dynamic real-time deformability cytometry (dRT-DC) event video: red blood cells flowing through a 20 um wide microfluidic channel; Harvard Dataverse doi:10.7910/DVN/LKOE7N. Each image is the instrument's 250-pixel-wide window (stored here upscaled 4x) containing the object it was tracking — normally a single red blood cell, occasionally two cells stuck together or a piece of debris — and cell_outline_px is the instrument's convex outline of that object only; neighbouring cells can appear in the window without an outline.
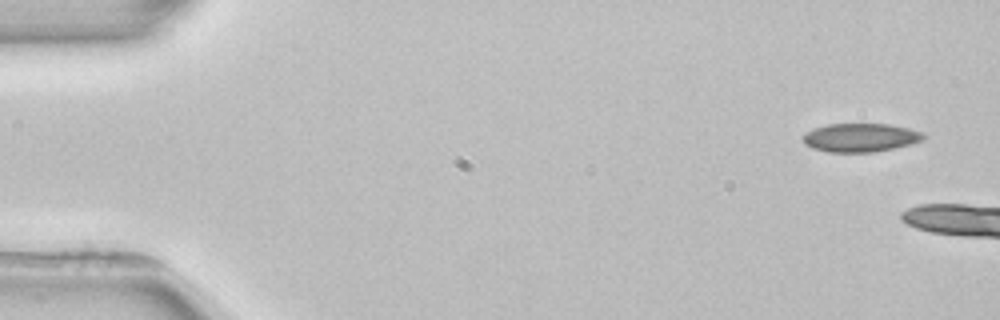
{"species": "common noctule bat (a hibernating species)", "species_latin": "Nyctalus noctula", "temperature_condition": "room temperature", "stored_images_in_passage": 3, "camera_frame_rate_fps": 3000, "um_per_image_px": 0.085, "animal": {"sex": "female", "body_mass_g": 22.7, "forearm_length_mm": 54.2}, "frame": {"image": 1, "passage_image": 1, "time_ms": 0.0, "image_size_px": [1000, 320], "cell_outline_px": [[928, 136], [924, 140], [912, 144], [896, 148], [872, 152], [828, 152], [812, 148], [804, 144], [800, 136], [804, 132], [812, 128], [828, 124], [892, 124], [924, 132]], "centroid_in_image_um": [73.14, 11.69], "position_along_channel_um": 11.9, "area_um2": 20.58}}